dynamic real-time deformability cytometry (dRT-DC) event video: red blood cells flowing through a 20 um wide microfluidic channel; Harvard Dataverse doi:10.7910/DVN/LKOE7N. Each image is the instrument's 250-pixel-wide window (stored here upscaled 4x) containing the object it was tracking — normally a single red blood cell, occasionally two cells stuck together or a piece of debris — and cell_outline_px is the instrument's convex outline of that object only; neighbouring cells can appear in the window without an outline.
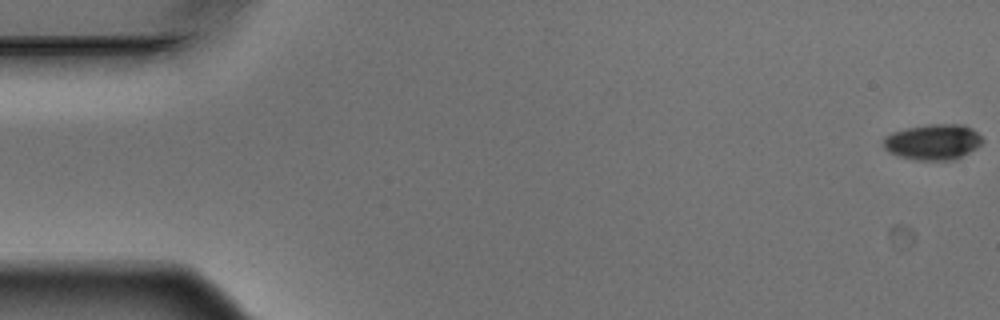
{"species": "Egyptian fruit bat (a non-hibernating species)", "species_latin": "Rousettus aegyptiacus", "temperature_condition": "warm", "stored_images_in_passage": 3, "camera_frame_rate_fps": 3000, "um_per_image_px": 0.085, "animal": {"sex": "male"}, "frame": {"image": 1, "passage_image": 1, "time_ms": 0.0, "image_size_px": [1000, 320], "cell_outline_px": [[984, 140], [976, 148], [952, 160], [916, 160], [900, 156], [888, 152], [884, 148], [884, 136], [892, 132], [908, 128], [928, 124], [964, 124], [972, 128]], "centroid_in_image_um": [79.29, 12.05], "position_along_channel_um": 5.7, "area_um2": 20.46}}